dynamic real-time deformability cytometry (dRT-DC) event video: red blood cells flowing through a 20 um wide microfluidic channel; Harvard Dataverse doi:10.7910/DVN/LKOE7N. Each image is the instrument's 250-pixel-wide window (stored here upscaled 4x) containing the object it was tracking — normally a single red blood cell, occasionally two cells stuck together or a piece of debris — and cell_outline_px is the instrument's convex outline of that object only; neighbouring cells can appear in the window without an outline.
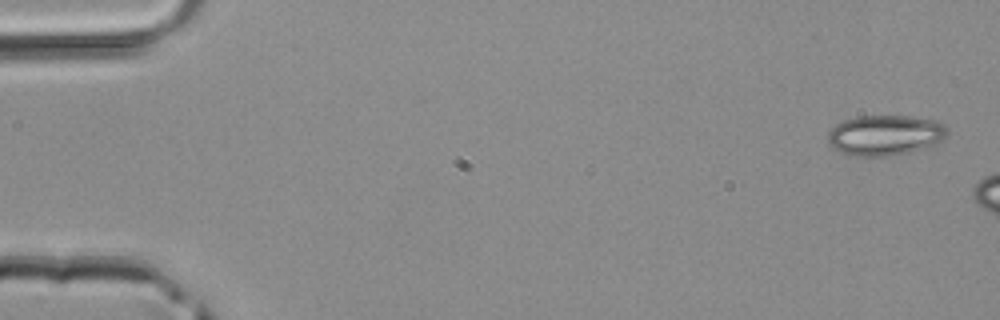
{"species": "common noctule bat (a hibernating species)", "species_latin": "Nyctalus noctula", "temperature_condition": "room temperature", "stored_images_in_passage": 3, "camera_frame_rate_fps": 3000, "um_per_image_px": 0.085, "animal": {"sex": "male", "body_mass_g": 20.4}, "frame": {"image": 1, "passage_image": 1, "time_ms": 0.0, "image_size_px": [1000, 320], "cell_outline_px": [[948, 132], [940, 140], [932, 144], [908, 152], [888, 156], [852, 156], [840, 152], [832, 148], [828, 144], [828, 132], [836, 124], [844, 120], [860, 116], [912, 116], [940, 120], [944, 124]], "centroid_in_image_um": [75.19, 11.48], "position_along_channel_um": 9.8, "area_um2": 28.03}}